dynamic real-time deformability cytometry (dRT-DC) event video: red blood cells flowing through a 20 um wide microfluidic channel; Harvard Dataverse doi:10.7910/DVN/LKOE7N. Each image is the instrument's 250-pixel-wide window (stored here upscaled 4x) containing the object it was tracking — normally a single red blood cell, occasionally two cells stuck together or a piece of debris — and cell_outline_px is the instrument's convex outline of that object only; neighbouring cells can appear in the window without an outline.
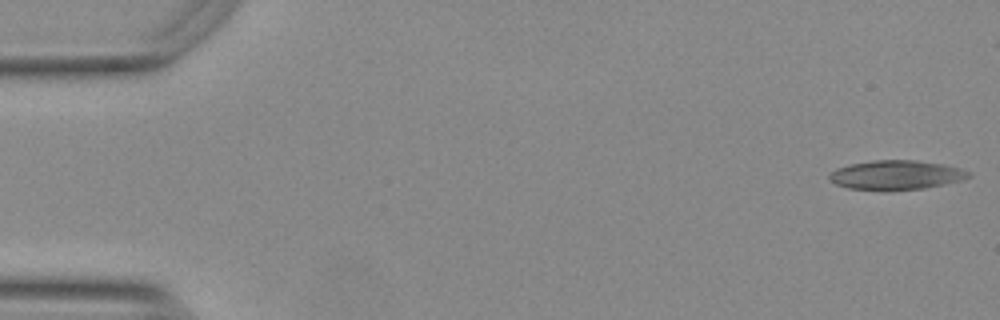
{"species": "Egyptian fruit bat (a non-hibernating species)", "species_latin": "Rousettus aegyptiacus", "temperature_condition": "warm", "stored_images_in_passage": 46, "camera_frame_rate_fps": 3000, "um_per_image_px": 0.085, "animal": {"sex": "female"}, "frame": {"image": 1, "passage_image": 1, "time_ms": 0.0, "image_size_px": [1000, 320], "cell_outline_px": [[972, 176], [964, 180], [924, 188], [848, 188], [836, 184], [828, 180], [828, 176], [836, 168], [852, 164], [872, 160], [916, 160], [944, 164], [960, 168], [968, 172]], "centroid_in_image_um": [76.2, 14.84], "position_along_channel_um": 8.8, "area_um2": 23.12}}
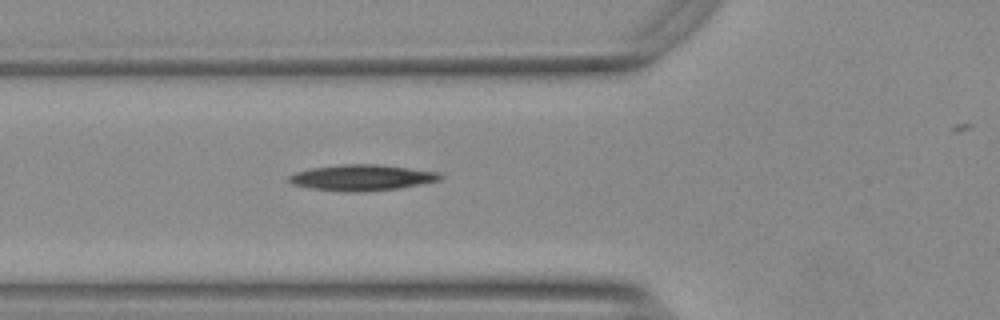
{"frame": {"image": 2, "passage_image": 19, "time_ms": 6.0, "image_size_px": [1000, 320], "cell_outline_px": [[444, 176], [440, 180], [400, 188], [356, 192], [344, 192], [312, 188], [292, 184], [288, 180], [288, 176], [296, 172], [312, 168], [340, 164], [380, 164], [440, 172]], "centroid_in_image_um": [30.78, 15.09], "position_along_channel_um": 95.0, "area_um2": 22.89}}
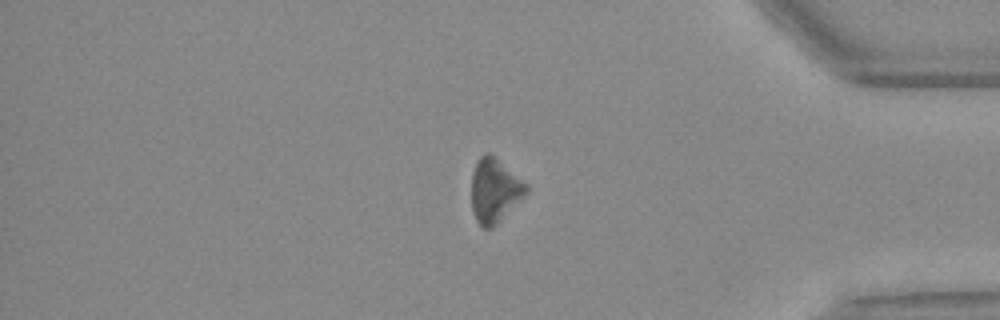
{"frame": {"image": 3, "passage_image": 45, "time_ms": 14.667, "image_size_px": [1000, 320], "cell_outline_px": [[528, 192], [492, 228], [484, 228], [476, 220], [472, 208], [472, 172], [480, 156], [488, 152], [528, 184]], "centroid_in_image_um": [42.04, 16.19], "position_along_channel_um": 393.2, "area_um2": 20.0}}